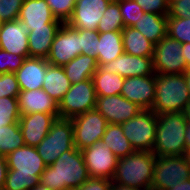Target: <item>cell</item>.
Returning <instances> with one entry per match:
<instances>
[{
	"label": "cell",
	"instance_id": "obj_42",
	"mask_svg": "<svg viewBox=\"0 0 190 190\" xmlns=\"http://www.w3.org/2000/svg\"><path fill=\"white\" fill-rule=\"evenodd\" d=\"M168 18H190V0H169Z\"/></svg>",
	"mask_w": 190,
	"mask_h": 190
},
{
	"label": "cell",
	"instance_id": "obj_19",
	"mask_svg": "<svg viewBox=\"0 0 190 190\" xmlns=\"http://www.w3.org/2000/svg\"><path fill=\"white\" fill-rule=\"evenodd\" d=\"M28 29L16 19L0 24V49L21 56H29Z\"/></svg>",
	"mask_w": 190,
	"mask_h": 190
},
{
	"label": "cell",
	"instance_id": "obj_23",
	"mask_svg": "<svg viewBox=\"0 0 190 190\" xmlns=\"http://www.w3.org/2000/svg\"><path fill=\"white\" fill-rule=\"evenodd\" d=\"M62 22H50L45 27L34 28L28 33L29 57L47 58L54 37Z\"/></svg>",
	"mask_w": 190,
	"mask_h": 190
},
{
	"label": "cell",
	"instance_id": "obj_13",
	"mask_svg": "<svg viewBox=\"0 0 190 190\" xmlns=\"http://www.w3.org/2000/svg\"><path fill=\"white\" fill-rule=\"evenodd\" d=\"M90 178H109L117 165L118 157L102 141L81 150Z\"/></svg>",
	"mask_w": 190,
	"mask_h": 190
},
{
	"label": "cell",
	"instance_id": "obj_25",
	"mask_svg": "<svg viewBox=\"0 0 190 190\" xmlns=\"http://www.w3.org/2000/svg\"><path fill=\"white\" fill-rule=\"evenodd\" d=\"M167 15L144 13L132 26L156 45L167 35Z\"/></svg>",
	"mask_w": 190,
	"mask_h": 190
},
{
	"label": "cell",
	"instance_id": "obj_37",
	"mask_svg": "<svg viewBox=\"0 0 190 190\" xmlns=\"http://www.w3.org/2000/svg\"><path fill=\"white\" fill-rule=\"evenodd\" d=\"M97 31L79 29L80 54L89 55L97 59Z\"/></svg>",
	"mask_w": 190,
	"mask_h": 190
},
{
	"label": "cell",
	"instance_id": "obj_43",
	"mask_svg": "<svg viewBox=\"0 0 190 190\" xmlns=\"http://www.w3.org/2000/svg\"><path fill=\"white\" fill-rule=\"evenodd\" d=\"M111 186L109 178H89L75 190H111Z\"/></svg>",
	"mask_w": 190,
	"mask_h": 190
},
{
	"label": "cell",
	"instance_id": "obj_50",
	"mask_svg": "<svg viewBox=\"0 0 190 190\" xmlns=\"http://www.w3.org/2000/svg\"><path fill=\"white\" fill-rule=\"evenodd\" d=\"M184 77L186 79V83H187V87L190 93V68H188L185 72H184Z\"/></svg>",
	"mask_w": 190,
	"mask_h": 190
},
{
	"label": "cell",
	"instance_id": "obj_44",
	"mask_svg": "<svg viewBox=\"0 0 190 190\" xmlns=\"http://www.w3.org/2000/svg\"><path fill=\"white\" fill-rule=\"evenodd\" d=\"M8 166L6 157L0 155V190L4 189Z\"/></svg>",
	"mask_w": 190,
	"mask_h": 190
},
{
	"label": "cell",
	"instance_id": "obj_17",
	"mask_svg": "<svg viewBox=\"0 0 190 190\" xmlns=\"http://www.w3.org/2000/svg\"><path fill=\"white\" fill-rule=\"evenodd\" d=\"M100 67L106 72L117 73L123 78L155 75L151 57L133 56L126 53Z\"/></svg>",
	"mask_w": 190,
	"mask_h": 190
},
{
	"label": "cell",
	"instance_id": "obj_46",
	"mask_svg": "<svg viewBox=\"0 0 190 190\" xmlns=\"http://www.w3.org/2000/svg\"><path fill=\"white\" fill-rule=\"evenodd\" d=\"M170 190H190V180H184L181 183H177L174 188Z\"/></svg>",
	"mask_w": 190,
	"mask_h": 190
},
{
	"label": "cell",
	"instance_id": "obj_9",
	"mask_svg": "<svg viewBox=\"0 0 190 190\" xmlns=\"http://www.w3.org/2000/svg\"><path fill=\"white\" fill-rule=\"evenodd\" d=\"M184 180H190V165L184 156L156 158L152 190H170Z\"/></svg>",
	"mask_w": 190,
	"mask_h": 190
},
{
	"label": "cell",
	"instance_id": "obj_27",
	"mask_svg": "<svg viewBox=\"0 0 190 190\" xmlns=\"http://www.w3.org/2000/svg\"><path fill=\"white\" fill-rule=\"evenodd\" d=\"M98 68L97 59L89 55L80 54L63 66L71 84L92 78Z\"/></svg>",
	"mask_w": 190,
	"mask_h": 190
},
{
	"label": "cell",
	"instance_id": "obj_8",
	"mask_svg": "<svg viewBox=\"0 0 190 190\" xmlns=\"http://www.w3.org/2000/svg\"><path fill=\"white\" fill-rule=\"evenodd\" d=\"M97 96L92 78L72 84L58 103L60 118L72 119L89 110L96 109Z\"/></svg>",
	"mask_w": 190,
	"mask_h": 190
},
{
	"label": "cell",
	"instance_id": "obj_3",
	"mask_svg": "<svg viewBox=\"0 0 190 190\" xmlns=\"http://www.w3.org/2000/svg\"><path fill=\"white\" fill-rule=\"evenodd\" d=\"M156 158L152 151H135L126 157L118 158L112 183L152 190Z\"/></svg>",
	"mask_w": 190,
	"mask_h": 190
},
{
	"label": "cell",
	"instance_id": "obj_32",
	"mask_svg": "<svg viewBox=\"0 0 190 190\" xmlns=\"http://www.w3.org/2000/svg\"><path fill=\"white\" fill-rule=\"evenodd\" d=\"M124 27L118 0H112L100 18L97 32L122 31Z\"/></svg>",
	"mask_w": 190,
	"mask_h": 190
},
{
	"label": "cell",
	"instance_id": "obj_51",
	"mask_svg": "<svg viewBox=\"0 0 190 190\" xmlns=\"http://www.w3.org/2000/svg\"><path fill=\"white\" fill-rule=\"evenodd\" d=\"M30 190H52L50 189L49 187L47 186H43L41 185L40 183L38 185H36L33 189H30Z\"/></svg>",
	"mask_w": 190,
	"mask_h": 190
},
{
	"label": "cell",
	"instance_id": "obj_26",
	"mask_svg": "<svg viewBox=\"0 0 190 190\" xmlns=\"http://www.w3.org/2000/svg\"><path fill=\"white\" fill-rule=\"evenodd\" d=\"M71 82L65 74L63 67L53 66L48 63L42 89L57 103L71 87Z\"/></svg>",
	"mask_w": 190,
	"mask_h": 190
},
{
	"label": "cell",
	"instance_id": "obj_22",
	"mask_svg": "<svg viewBox=\"0 0 190 190\" xmlns=\"http://www.w3.org/2000/svg\"><path fill=\"white\" fill-rule=\"evenodd\" d=\"M20 115L32 113L59 114L58 103L43 89L20 91L18 95Z\"/></svg>",
	"mask_w": 190,
	"mask_h": 190
},
{
	"label": "cell",
	"instance_id": "obj_45",
	"mask_svg": "<svg viewBox=\"0 0 190 190\" xmlns=\"http://www.w3.org/2000/svg\"><path fill=\"white\" fill-rule=\"evenodd\" d=\"M182 45V51H183V58L186 61V67L190 68V43H183Z\"/></svg>",
	"mask_w": 190,
	"mask_h": 190
},
{
	"label": "cell",
	"instance_id": "obj_6",
	"mask_svg": "<svg viewBox=\"0 0 190 190\" xmlns=\"http://www.w3.org/2000/svg\"><path fill=\"white\" fill-rule=\"evenodd\" d=\"M35 148L46 166L52 165L65 151L75 150L71 119L58 117L49 133Z\"/></svg>",
	"mask_w": 190,
	"mask_h": 190
},
{
	"label": "cell",
	"instance_id": "obj_39",
	"mask_svg": "<svg viewBox=\"0 0 190 190\" xmlns=\"http://www.w3.org/2000/svg\"><path fill=\"white\" fill-rule=\"evenodd\" d=\"M19 93L20 88L15 73L0 74V98L18 97Z\"/></svg>",
	"mask_w": 190,
	"mask_h": 190
},
{
	"label": "cell",
	"instance_id": "obj_20",
	"mask_svg": "<svg viewBox=\"0 0 190 190\" xmlns=\"http://www.w3.org/2000/svg\"><path fill=\"white\" fill-rule=\"evenodd\" d=\"M18 20L28 29L45 27L50 22H61L51 12L45 0H25L20 8Z\"/></svg>",
	"mask_w": 190,
	"mask_h": 190
},
{
	"label": "cell",
	"instance_id": "obj_10",
	"mask_svg": "<svg viewBox=\"0 0 190 190\" xmlns=\"http://www.w3.org/2000/svg\"><path fill=\"white\" fill-rule=\"evenodd\" d=\"M180 42L166 35L156 45L153 51V69L155 74H184L188 69L183 58Z\"/></svg>",
	"mask_w": 190,
	"mask_h": 190
},
{
	"label": "cell",
	"instance_id": "obj_38",
	"mask_svg": "<svg viewBox=\"0 0 190 190\" xmlns=\"http://www.w3.org/2000/svg\"><path fill=\"white\" fill-rule=\"evenodd\" d=\"M29 56H21L0 49V74L15 73Z\"/></svg>",
	"mask_w": 190,
	"mask_h": 190
},
{
	"label": "cell",
	"instance_id": "obj_4",
	"mask_svg": "<svg viewBox=\"0 0 190 190\" xmlns=\"http://www.w3.org/2000/svg\"><path fill=\"white\" fill-rule=\"evenodd\" d=\"M157 115L153 153L157 157L184 156L187 121L184 113Z\"/></svg>",
	"mask_w": 190,
	"mask_h": 190
},
{
	"label": "cell",
	"instance_id": "obj_11",
	"mask_svg": "<svg viewBox=\"0 0 190 190\" xmlns=\"http://www.w3.org/2000/svg\"><path fill=\"white\" fill-rule=\"evenodd\" d=\"M74 145L78 150L101 141L108 125L105 117L97 110H89L71 119Z\"/></svg>",
	"mask_w": 190,
	"mask_h": 190
},
{
	"label": "cell",
	"instance_id": "obj_33",
	"mask_svg": "<svg viewBox=\"0 0 190 190\" xmlns=\"http://www.w3.org/2000/svg\"><path fill=\"white\" fill-rule=\"evenodd\" d=\"M20 117L18 97H1L0 127L19 122Z\"/></svg>",
	"mask_w": 190,
	"mask_h": 190
},
{
	"label": "cell",
	"instance_id": "obj_7",
	"mask_svg": "<svg viewBox=\"0 0 190 190\" xmlns=\"http://www.w3.org/2000/svg\"><path fill=\"white\" fill-rule=\"evenodd\" d=\"M123 135L135 151H152L155 144L157 115L151 109H142L133 118L121 124Z\"/></svg>",
	"mask_w": 190,
	"mask_h": 190
},
{
	"label": "cell",
	"instance_id": "obj_15",
	"mask_svg": "<svg viewBox=\"0 0 190 190\" xmlns=\"http://www.w3.org/2000/svg\"><path fill=\"white\" fill-rule=\"evenodd\" d=\"M112 0H77L67 24L73 29L97 31L98 23Z\"/></svg>",
	"mask_w": 190,
	"mask_h": 190
},
{
	"label": "cell",
	"instance_id": "obj_16",
	"mask_svg": "<svg viewBox=\"0 0 190 190\" xmlns=\"http://www.w3.org/2000/svg\"><path fill=\"white\" fill-rule=\"evenodd\" d=\"M96 109L105 117L108 124L125 123L142 110L139 106L124 98L121 94L97 96Z\"/></svg>",
	"mask_w": 190,
	"mask_h": 190
},
{
	"label": "cell",
	"instance_id": "obj_24",
	"mask_svg": "<svg viewBox=\"0 0 190 190\" xmlns=\"http://www.w3.org/2000/svg\"><path fill=\"white\" fill-rule=\"evenodd\" d=\"M97 64L101 66L115 60L124 53L122 31L98 33L97 36Z\"/></svg>",
	"mask_w": 190,
	"mask_h": 190
},
{
	"label": "cell",
	"instance_id": "obj_48",
	"mask_svg": "<svg viewBox=\"0 0 190 190\" xmlns=\"http://www.w3.org/2000/svg\"><path fill=\"white\" fill-rule=\"evenodd\" d=\"M190 149V123H187V129L185 133V151Z\"/></svg>",
	"mask_w": 190,
	"mask_h": 190
},
{
	"label": "cell",
	"instance_id": "obj_2",
	"mask_svg": "<svg viewBox=\"0 0 190 190\" xmlns=\"http://www.w3.org/2000/svg\"><path fill=\"white\" fill-rule=\"evenodd\" d=\"M8 171L3 190H30L47 167L33 146L24 145L6 156Z\"/></svg>",
	"mask_w": 190,
	"mask_h": 190
},
{
	"label": "cell",
	"instance_id": "obj_1",
	"mask_svg": "<svg viewBox=\"0 0 190 190\" xmlns=\"http://www.w3.org/2000/svg\"><path fill=\"white\" fill-rule=\"evenodd\" d=\"M90 178L81 150H67L47 166L39 183L52 190H75Z\"/></svg>",
	"mask_w": 190,
	"mask_h": 190
},
{
	"label": "cell",
	"instance_id": "obj_5",
	"mask_svg": "<svg viewBox=\"0 0 190 190\" xmlns=\"http://www.w3.org/2000/svg\"><path fill=\"white\" fill-rule=\"evenodd\" d=\"M190 93L183 74H156L155 114L183 113Z\"/></svg>",
	"mask_w": 190,
	"mask_h": 190
},
{
	"label": "cell",
	"instance_id": "obj_28",
	"mask_svg": "<svg viewBox=\"0 0 190 190\" xmlns=\"http://www.w3.org/2000/svg\"><path fill=\"white\" fill-rule=\"evenodd\" d=\"M124 53L133 56L153 57L154 44L133 27L122 29Z\"/></svg>",
	"mask_w": 190,
	"mask_h": 190
},
{
	"label": "cell",
	"instance_id": "obj_41",
	"mask_svg": "<svg viewBox=\"0 0 190 190\" xmlns=\"http://www.w3.org/2000/svg\"><path fill=\"white\" fill-rule=\"evenodd\" d=\"M145 13L168 15L169 0H135Z\"/></svg>",
	"mask_w": 190,
	"mask_h": 190
},
{
	"label": "cell",
	"instance_id": "obj_49",
	"mask_svg": "<svg viewBox=\"0 0 190 190\" xmlns=\"http://www.w3.org/2000/svg\"><path fill=\"white\" fill-rule=\"evenodd\" d=\"M183 113L185 115L187 123H190V100L188 101Z\"/></svg>",
	"mask_w": 190,
	"mask_h": 190
},
{
	"label": "cell",
	"instance_id": "obj_30",
	"mask_svg": "<svg viewBox=\"0 0 190 190\" xmlns=\"http://www.w3.org/2000/svg\"><path fill=\"white\" fill-rule=\"evenodd\" d=\"M124 79L117 73L106 72L98 66L92 76L96 96H113L121 93Z\"/></svg>",
	"mask_w": 190,
	"mask_h": 190
},
{
	"label": "cell",
	"instance_id": "obj_34",
	"mask_svg": "<svg viewBox=\"0 0 190 190\" xmlns=\"http://www.w3.org/2000/svg\"><path fill=\"white\" fill-rule=\"evenodd\" d=\"M167 35L183 43H190V18H168Z\"/></svg>",
	"mask_w": 190,
	"mask_h": 190
},
{
	"label": "cell",
	"instance_id": "obj_36",
	"mask_svg": "<svg viewBox=\"0 0 190 190\" xmlns=\"http://www.w3.org/2000/svg\"><path fill=\"white\" fill-rule=\"evenodd\" d=\"M50 6L54 17L62 23L71 18L77 0H45Z\"/></svg>",
	"mask_w": 190,
	"mask_h": 190
},
{
	"label": "cell",
	"instance_id": "obj_14",
	"mask_svg": "<svg viewBox=\"0 0 190 190\" xmlns=\"http://www.w3.org/2000/svg\"><path fill=\"white\" fill-rule=\"evenodd\" d=\"M156 74L125 78L121 95L141 109H152L155 100Z\"/></svg>",
	"mask_w": 190,
	"mask_h": 190
},
{
	"label": "cell",
	"instance_id": "obj_29",
	"mask_svg": "<svg viewBox=\"0 0 190 190\" xmlns=\"http://www.w3.org/2000/svg\"><path fill=\"white\" fill-rule=\"evenodd\" d=\"M123 134L121 124H108L101 138L103 144H106L118 158L126 157L135 152Z\"/></svg>",
	"mask_w": 190,
	"mask_h": 190
},
{
	"label": "cell",
	"instance_id": "obj_21",
	"mask_svg": "<svg viewBox=\"0 0 190 190\" xmlns=\"http://www.w3.org/2000/svg\"><path fill=\"white\" fill-rule=\"evenodd\" d=\"M47 59L28 57L15 72L20 91L42 89L47 71Z\"/></svg>",
	"mask_w": 190,
	"mask_h": 190
},
{
	"label": "cell",
	"instance_id": "obj_47",
	"mask_svg": "<svg viewBox=\"0 0 190 190\" xmlns=\"http://www.w3.org/2000/svg\"><path fill=\"white\" fill-rule=\"evenodd\" d=\"M111 190H144V189L131 187V186L116 185L112 183Z\"/></svg>",
	"mask_w": 190,
	"mask_h": 190
},
{
	"label": "cell",
	"instance_id": "obj_12",
	"mask_svg": "<svg viewBox=\"0 0 190 190\" xmlns=\"http://www.w3.org/2000/svg\"><path fill=\"white\" fill-rule=\"evenodd\" d=\"M80 55L79 29H73L63 23L57 31L51 45L47 62L53 66L63 67Z\"/></svg>",
	"mask_w": 190,
	"mask_h": 190
},
{
	"label": "cell",
	"instance_id": "obj_31",
	"mask_svg": "<svg viewBox=\"0 0 190 190\" xmlns=\"http://www.w3.org/2000/svg\"><path fill=\"white\" fill-rule=\"evenodd\" d=\"M24 145L23 134L18 122L0 127V155L6 157Z\"/></svg>",
	"mask_w": 190,
	"mask_h": 190
},
{
	"label": "cell",
	"instance_id": "obj_40",
	"mask_svg": "<svg viewBox=\"0 0 190 190\" xmlns=\"http://www.w3.org/2000/svg\"><path fill=\"white\" fill-rule=\"evenodd\" d=\"M25 0H0V22L18 19L20 8Z\"/></svg>",
	"mask_w": 190,
	"mask_h": 190
},
{
	"label": "cell",
	"instance_id": "obj_18",
	"mask_svg": "<svg viewBox=\"0 0 190 190\" xmlns=\"http://www.w3.org/2000/svg\"><path fill=\"white\" fill-rule=\"evenodd\" d=\"M59 114H45L41 112L21 115L19 126L27 146L36 147L49 133L53 122Z\"/></svg>",
	"mask_w": 190,
	"mask_h": 190
},
{
	"label": "cell",
	"instance_id": "obj_52",
	"mask_svg": "<svg viewBox=\"0 0 190 190\" xmlns=\"http://www.w3.org/2000/svg\"><path fill=\"white\" fill-rule=\"evenodd\" d=\"M187 160V163L190 165V149H188L184 155Z\"/></svg>",
	"mask_w": 190,
	"mask_h": 190
},
{
	"label": "cell",
	"instance_id": "obj_35",
	"mask_svg": "<svg viewBox=\"0 0 190 190\" xmlns=\"http://www.w3.org/2000/svg\"><path fill=\"white\" fill-rule=\"evenodd\" d=\"M125 27H132L145 13L135 0H118Z\"/></svg>",
	"mask_w": 190,
	"mask_h": 190
}]
</instances>
